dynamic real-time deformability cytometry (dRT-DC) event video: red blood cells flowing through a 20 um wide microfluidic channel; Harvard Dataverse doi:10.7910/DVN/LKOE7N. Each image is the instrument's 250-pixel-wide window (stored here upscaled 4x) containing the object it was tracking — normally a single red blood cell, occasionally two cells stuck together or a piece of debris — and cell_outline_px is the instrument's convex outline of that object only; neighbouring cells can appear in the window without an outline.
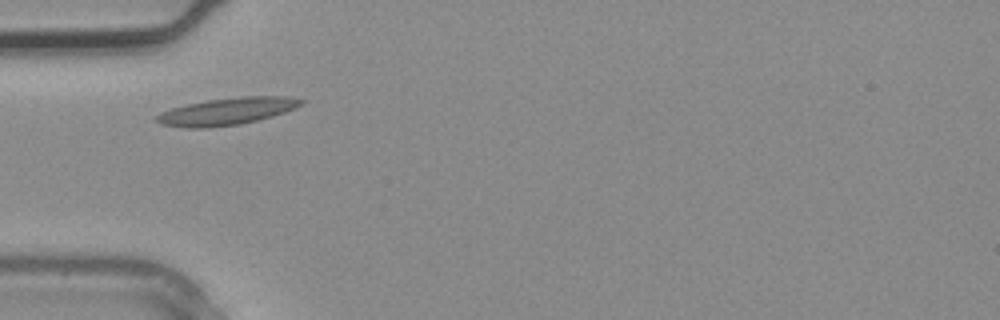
{"species": "common noctule bat (a hibernating species)", "species_latin": "Nyctalus noctula", "temperature_condition": "warm", "stored_images_in_passage": 1, "camera_frame_rate_fps": 3000, "um_per_image_px": 0.085, "animal": {"sex": "male", "body_mass_g": 20.4}, "frame": {"image": 1, "passage_image": 1, "time_ms": 0.0, "image_size_px": [1000, 320], "cell_outline_px": [[304, 104], [284, 112], [260, 120], [240, 124], [208, 128], [184, 128], [160, 124], [156, 120], [156, 116], [160, 112], [172, 108], [188, 104], [208, 100], [240, 96], [284, 96], [304, 100]], "centroid_in_image_um": [19.28, 9.47], "position_along_channel_um": 65.7, "area_um2": 22.89}}